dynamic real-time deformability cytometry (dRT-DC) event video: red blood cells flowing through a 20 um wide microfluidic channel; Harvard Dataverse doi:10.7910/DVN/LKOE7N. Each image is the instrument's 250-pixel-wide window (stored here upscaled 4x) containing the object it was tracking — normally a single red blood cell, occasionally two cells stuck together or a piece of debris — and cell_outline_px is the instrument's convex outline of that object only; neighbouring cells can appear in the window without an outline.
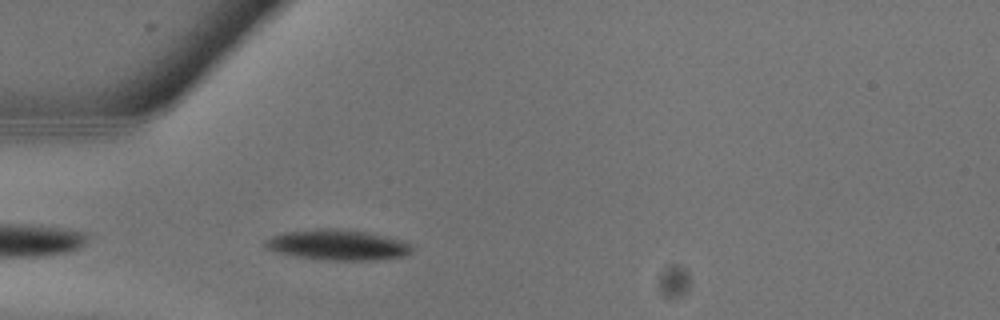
{"species": "common noctule bat (a hibernating species)", "species_latin": "Nyctalus noctula", "temperature_condition": "warm", "stored_images_in_passage": 12, "camera_frame_rate_fps": 3000, "um_per_image_px": 0.085, "animal": {"sex": "male", "body_mass_g": 13.3}, "frame": {"image": 1, "passage_image": 7, "time_ms": 2.0, "image_size_px": [1000, 320], "cell_outline_px": [[412, 248], [408, 256], [376, 260], [324, 260], [296, 256], [276, 252], [268, 248], [264, 244], [272, 236], [280, 232], [316, 228], [336, 228], [368, 232], [404, 240]], "centroid_in_image_um": [28.72, 20.81], "position_along_channel_um": 56.3, "area_um2": 26.24}}
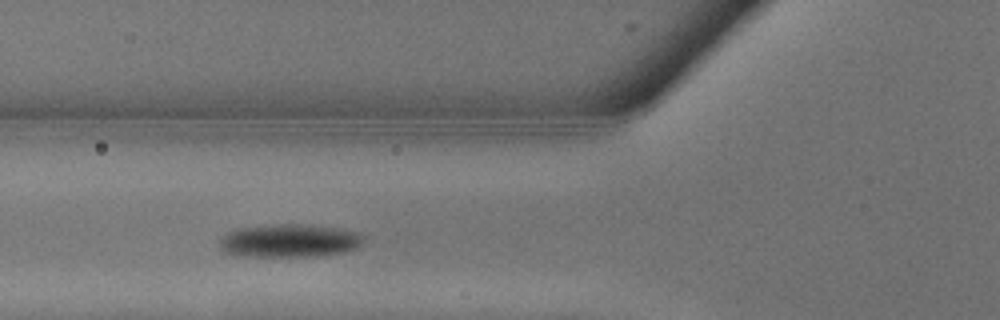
{"frame": {"image": 2, "passage_image": 9, "time_ms": 2.667, "image_size_px": [1000, 320], "cell_outline_px": [[364, 240], [360, 248], [344, 252], [320, 256], [244, 256], [224, 252], [220, 248], [220, 240], [228, 232], [240, 228], [276, 224], [312, 224], [360, 232], [364, 236]], "centroid_in_image_um": [24.68, 20.46], "position_along_channel_um": 101.1, "area_um2": 28.03}}
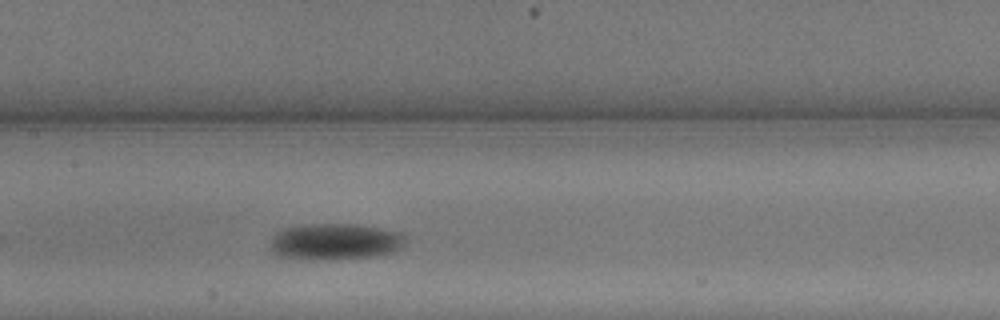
{"frame": {"image": 3, "passage_image": 12, "time_ms": 3.667, "image_size_px": [1000, 320], "cell_outline_px": [[408, 240], [400, 248], [392, 252], [372, 256], [312, 260], [280, 256], [272, 248], [272, 240], [276, 232], [284, 228], [304, 224], [352, 224], [380, 228], [400, 232], [408, 236]], "centroid_in_image_um": [28.53, 20.52], "position_along_channel_um": 178.9, "area_um2": 28.38}}